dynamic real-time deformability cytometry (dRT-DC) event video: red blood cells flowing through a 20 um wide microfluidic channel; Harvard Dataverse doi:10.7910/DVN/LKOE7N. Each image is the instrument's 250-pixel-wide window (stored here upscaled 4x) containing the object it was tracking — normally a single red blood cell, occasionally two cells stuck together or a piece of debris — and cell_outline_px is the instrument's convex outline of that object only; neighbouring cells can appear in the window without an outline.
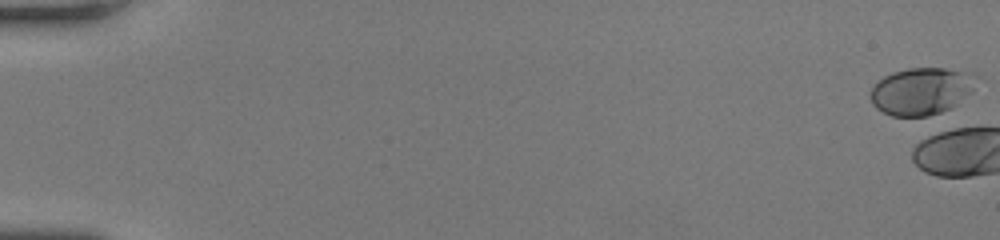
{"species": "human", "species_latin": "Homo sapiens", "temperature_condition": "room temperature", "stored_images_in_passage": 2, "camera_frame_rate_fps": 3000, "um_per_image_px": 0.085, "donor": {"sex": "female"}, "frame": {"image": 1, "passage_image": 1, "time_ms": 0.0, "image_size_px": [1000, 240], "cell_outline_px": [[980, 76], [972, 92], [952, 108], [928, 116], [892, 116], [876, 108], [872, 104], [868, 92], [884, 76], [892, 72], [908, 68], [944, 68], [976, 72]], "centroid_in_image_um": [78.37, 7.73], "position_along_channel_um": 6.6, "area_um2": 29.65}}